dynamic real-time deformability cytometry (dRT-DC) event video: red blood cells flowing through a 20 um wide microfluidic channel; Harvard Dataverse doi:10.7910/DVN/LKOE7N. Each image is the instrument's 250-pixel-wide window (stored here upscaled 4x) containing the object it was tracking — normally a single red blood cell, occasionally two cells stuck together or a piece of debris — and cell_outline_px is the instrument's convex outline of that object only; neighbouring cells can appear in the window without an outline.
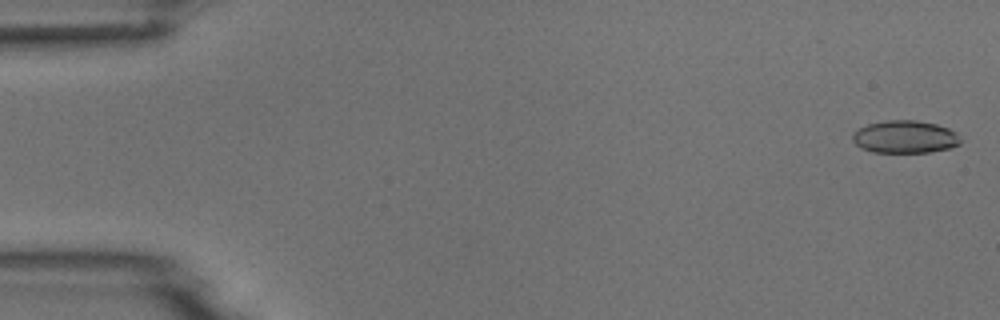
{"species": "common noctule bat (a hibernating species)", "species_latin": "Nyctalus noctula", "temperature_condition": "room temperature", "stored_images_in_passage": 5, "camera_frame_rate_fps": 3000, "um_per_image_px": 0.085, "animal": {"sex": "male", "body_mass_g": 18.8}, "frame": {"image": 1, "passage_image": 1, "time_ms": 0.0, "image_size_px": [1000, 320], "cell_outline_px": [[960, 144], [952, 148], [932, 152], [872, 152], [860, 148], [852, 140], [852, 132], [868, 124], [888, 120], [916, 120], [936, 124], [948, 128], [956, 132], [960, 140]], "centroid_in_image_um": [76.92, 11.64], "position_along_channel_um": 8.1, "area_um2": 20.63}}
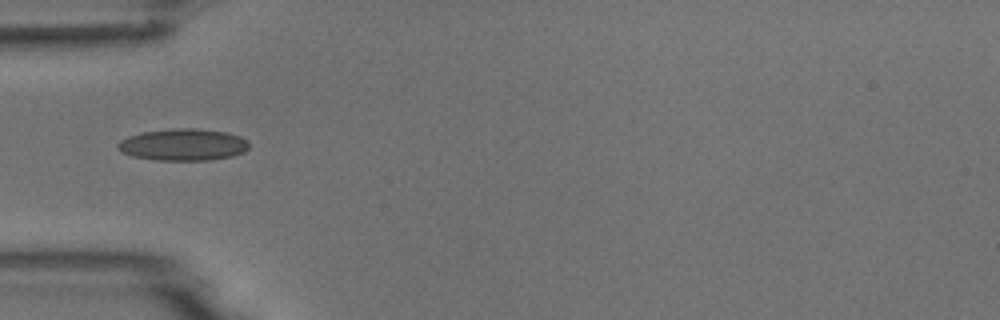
{"frame": {"image": 2, "passage_image": 5, "time_ms": 5.333, "image_size_px": [1000, 320], "cell_outline_px": [[248, 148], [244, 152], [232, 156], [208, 160], [156, 160], [132, 156], [116, 148], [116, 144], [120, 140], [128, 136], [140, 132], [172, 128], [196, 128], [224, 132], [240, 136], [248, 140]], "centroid_in_image_um": [15.55, 12.29], "position_along_channel_um": 69.5, "area_um2": 24.45}}